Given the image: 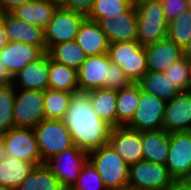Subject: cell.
Returning <instances> with one entry per match:
<instances>
[{"instance_id": "obj_1", "label": "cell", "mask_w": 191, "mask_h": 190, "mask_svg": "<svg viewBox=\"0 0 191 190\" xmlns=\"http://www.w3.org/2000/svg\"><path fill=\"white\" fill-rule=\"evenodd\" d=\"M63 121L74 144L87 152L107 144L113 128L97 116L87 92L72 95Z\"/></svg>"}, {"instance_id": "obj_2", "label": "cell", "mask_w": 191, "mask_h": 190, "mask_svg": "<svg viewBox=\"0 0 191 190\" xmlns=\"http://www.w3.org/2000/svg\"><path fill=\"white\" fill-rule=\"evenodd\" d=\"M88 161L96 168L107 190L128 185L129 166L108 143L89 151Z\"/></svg>"}, {"instance_id": "obj_3", "label": "cell", "mask_w": 191, "mask_h": 190, "mask_svg": "<svg viewBox=\"0 0 191 190\" xmlns=\"http://www.w3.org/2000/svg\"><path fill=\"white\" fill-rule=\"evenodd\" d=\"M137 41L143 46L155 43L168 35V22L160 0H144L137 3Z\"/></svg>"}, {"instance_id": "obj_4", "label": "cell", "mask_w": 191, "mask_h": 190, "mask_svg": "<svg viewBox=\"0 0 191 190\" xmlns=\"http://www.w3.org/2000/svg\"><path fill=\"white\" fill-rule=\"evenodd\" d=\"M110 61L119 65L132 83H137L147 70L145 46L139 41H122L109 44Z\"/></svg>"}, {"instance_id": "obj_5", "label": "cell", "mask_w": 191, "mask_h": 190, "mask_svg": "<svg viewBox=\"0 0 191 190\" xmlns=\"http://www.w3.org/2000/svg\"><path fill=\"white\" fill-rule=\"evenodd\" d=\"M88 161V152L75 144L44 161V165L56 176L64 190H71L79 173Z\"/></svg>"}, {"instance_id": "obj_6", "label": "cell", "mask_w": 191, "mask_h": 190, "mask_svg": "<svg viewBox=\"0 0 191 190\" xmlns=\"http://www.w3.org/2000/svg\"><path fill=\"white\" fill-rule=\"evenodd\" d=\"M33 130L43 161L74 145L71 133L63 120L44 119Z\"/></svg>"}, {"instance_id": "obj_7", "label": "cell", "mask_w": 191, "mask_h": 190, "mask_svg": "<svg viewBox=\"0 0 191 190\" xmlns=\"http://www.w3.org/2000/svg\"><path fill=\"white\" fill-rule=\"evenodd\" d=\"M44 119V91L16 89L14 127L33 129Z\"/></svg>"}, {"instance_id": "obj_8", "label": "cell", "mask_w": 191, "mask_h": 190, "mask_svg": "<svg viewBox=\"0 0 191 190\" xmlns=\"http://www.w3.org/2000/svg\"><path fill=\"white\" fill-rule=\"evenodd\" d=\"M6 155L27 161L35 166L44 164L39 153L37 139L31 128L12 127L1 133Z\"/></svg>"}, {"instance_id": "obj_9", "label": "cell", "mask_w": 191, "mask_h": 190, "mask_svg": "<svg viewBox=\"0 0 191 190\" xmlns=\"http://www.w3.org/2000/svg\"><path fill=\"white\" fill-rule=\"evenodd\" d=\"M85 19L86 16L82 13L58 6L44 29L46 52L53 45L75 40L80 25Z\"/></svg>"}, {"instance_id": "obj_10", "label": "cell", "mask_w": 191, "mask_h": 190, "mask_svg": "<svg viewBox=\"0 0 191 190\" xmlns=\"http://www.w3.org/2000/svg\"><path fill=\"white\" fill-rule=\"evenodd\" d=\"M166 102L139 87V103L131 121L125 126L134 131L163 129Z\"/></svg>"}, {"instance_id": "obj_11", "label": "cell", "mask_w": 191, "mask_h": 190, "mask_svg": "<svg viewBox=\"0 0 191 190\" xmlns=\"http://www.w3.org/2000/svg\"><path fill=\"white\" fill-rule=\"evenodd\" d=\"M173 180L166 165L141 160L129 166L128 186L139 190H163Z\"/></svg>"}, {"instance_id": "obj_12", "label": "cell", "mask_w": 191, "mask_h": 190, "mask_svg": "<svg viewBox=\"0 0 191 190\" xmlns=\"http://www.w3.org/2000/svg\"><path fill=\"white\" fill-rule=\"evenodd\" d=\"M166 167L174 179H191V131L170 133Z\"/></svg>"}, {"instance_id": "obj_13", "label": "cell", "mask_w": 191, "mask_h": 190, "mask_svg": "<svg viewBox=\"0 0 191 190\" xmlns=\"http://www.w3.org/2000/svg\"><path fill=\"white\" fill-rule=\"evenodd\" d=\"M163 129L168 133L191 131V90L180 91L166 102Z\"/></svg>"}, {"instance_id": "obj_14", "label": "cell", "mask_w": 191, "mask_h": 190, "mask_svg": "<svg viewBox=\"0 0 191 190\" xmlns=\"http://www.w3.org/2000/svg\"><path fill=\"white\" fill-rule=\"evenodd\" d=\"M110 62L108 53L87 56L77 70L79 92L104 88V83L108 80Z\"/></svg>"}, {"instance_id": "obj_15", "label": "cell", "mask_w": 191, "mask_h": 190, "mask_svg": "<svg viewBox=\"0 0 191 190\" xmlns=\"http://www.w3.org/2000/svg\"><path fill=\"white\" fill-rule=\"evenodd\" d=\"M108 144L128 166L143 160V146L139 131L114 127L109 135Z\"/></svg>"}, {"instance_id": "obj_16", "label": "cell", "mask_w": 191, "mask_h": 190, "mask_svg": "<svg viewBox=\"0 0 191 190\" xmlns=\"http://www.w3.org/2000/svg\"><path fill=\"white\" fill-rule=\"evenodd\" d=\"M97 23L110 43L137 41L138 22L134 5L114 19L108 17L100 19Z\"/></svg>"}, {"instance_id": "obj_17", "label": "cell", "mask_w": 191, "mask_h": 190, "mask_svg": "<svg viewBox=\"0 0 191 190\" xmlns=\"http://www.w3.org/2000/svg\"><path fill=\"white\" fill-rule=\"evenodd\" d=\"M16 89L39 90L49 89V54L45 52L37 60L28 63L13 76Z\"/></svg>"}, {"instance_id": "obj_18", "label": "cell", "mask_w": 191, "mask_h": 190, "mask_svg": "<svg viewBox=\"0 0 191 190\" xmlns=\"http://www.w3.org/2000/svg\"><path fill=\"white\" fill-rule=\"evenodd\" d=\"M45 52L38 46L23 42H11L0 49V60L14 76L22 70L28 63L37 60Z\"/></svg>"}, {"instance_id": "obj_19", "label": "cell", "mask_w": 191, "mask_h": 190, "mask_svg": "<svg viewBox=\"0 0 191 190\" xmlns=\"http://www.w3.org/2000/svg\"><path fill=\"white\" fill-rule=\"evenodd\" d=\"M147 70L165 72L174 62L183 57V49L168 37L145 45Z\"/></svg>"}, {"instance_id": "obj_20", "label": "cell", "mask_w": 191, "mask_h": 190, "mask_svg": "<svg viewBox=\"0 0 191 190\" xmlns=\"http://www.w3.org/2000/svg\"><path fill=\"white\" fill-rule=\"evenodd\" d=\"M4 27L8 41H19L30 45H35L46 52L44 29L28 24L16 18L11 13H5Z\"/></svg>"}, {"instance_id": "obj_21", "label": "cell", "mask_w": 191, "mask_h": 190, "mask_svg": "<svg viewBox=\"0 0 191 190\" xmlns=\"http://www.w3.org/2000/svg\"><path fill=\"white\" fill-rule=\"evenodd\" d=\"M58 6L57 2L51 0H33L10 13L28 24L45 29Z\"/></svg>"}, {"instance_id": "obj_22", "label": "cell", "mask_w": 191, "mask_h": 190, "mask_svg": "<svg viewBox=\"0 0 191 190\" xmlns=\"http://www.w3.org/2000/svg\"><path fill=\"white\" fill-rule=\"evenodd\" d=\"M75 41L87 56L107 53L110 44L99 24L87 18L80 25Z\"/></svg>"}, {"instance_id": "obj_23", "label": "cell", "mask_w": 191, "mask_h": 190, "mask_svg": "<svg viewBox=\"0 0 191 190\" xmlns=\"http://www.w3.org/2000/svg\"><path fill=\"white\" fill-rule=\"evenodd\" d=\"M141 142L143 146V160L166 165L170 133L164 129L151 130V131H140Z\"/></svg>"}, {"instance_id": "obj_24", "label": "cell", "mask_w": 191, "mask_h": 190, "mask_svg": "<svg viewBox=\"0 0 191 190\" xmlns=\"http://www.w3.org/2000/svg\"><path fill=\"white\" fill-rule=\"evenodd\" d=\"M87 93L97 116L113 128L117 127V91L97 88Z\"/></svg>"}, {"instance_id": "obj_25", "label": "cell", "mask_w": 191, "mask_h": 190, "mask_svg": "<svg viewBox=\"0 0 191 190\" xmlns=\"http://www.w3.org/2000/svg\"><path fill=\"white\" fill-rule=\"evenodd\" d=\"M137 83L141 90L165 102L170 101L180 92L164 72L147 71Z\"/></svg>"}, {"instance_id": "obj_26", "label": "cell", "mask_w": 191, "mask_h": 190, "mask_svg": "<svg viewBox=\"0 0 191 190\" xmlns=\"http://www.w3.org/2000/svg\"><path fill=\"white\" fill-rule=\"evenodd\" d=\"M35 167L27 161L6 155L0 162V185L16 190Z\"/></svg>"}, {"instance_id": "obj_27", "label": "cell", "mask_w": 191, "mask_h": 190, "mask_svg": "<svg viewBox=\"0 0 191 190\" xmlns=\"http://www.w3.org/2000/svg\"><path fill=\"white\" fill-rule=\"evenodd\" d=\"M49 89L69 93L79 92L77 70L56 63L49 56Z\"/></svg>"}, {"instance_id": "obj_28", "label": "cell", "mask_w": 191, "mask_h": 190, "mask_svg": "<svg viewBox=\"0 0 191 190\" xmlns=\"http://www.w3.org/2000/svg\"><path fill=\"white\" fill-rule=\"evenodd\" d=\"M138 103V83H131L117 91V127H125L131 121Z\"/></svg>"}, {"instance_id": "obj_29", "label": "cell", "mask_w": 191, "mask_h": 190, "mask_svg": "<svg viewBox=\"0 0 191 190\" xmlns=\"http://www.w3.org/2000/svg\"><path fill=\"white\" fill-rule=\"evenodd\" d=\"M47 53L52 61L75 70H78L83 61L87 58L86 53L75 40L53 45Z\"/></svg>"}, {"instance_id": "obj_30", "label": "cell", "mask_w": 191, "mask_h": 190, "mask_svg": "<svg viewBox=\"0 0 191 190\" xmlns=\"http://www.w3.org/2000/svg\"><path fill=\"white\" fill-rule=\"evenodd\" d=\"M16 190H64L56 176L44 165L36 166Z\"/></svg>"}, {"instance_id": "obj_31", "label": "cell", "mask_w": 191, "mask_h": 190, "mask_svg": "<svg viewBox=\"0 0 191 190\" xmlns=\"http://www.w3.org/2000/svg\"><path fill=\"white\" fill-rule=\"evenodd\" d=\"M73 94L66 91L46 89L44 91L45 119L63 120Z\"/></svg>"}, {"instance_id": "obj_32", "label": "cell", "mask_w": 191, "mask_h": 190, "mask_svg": "<svg viewBox=\"0 0 191 190\" xmlns=\"http://www.w3.org/2000/svg\"><path fill=\"white\" fill-rule=\"evenodd\" d=\"M132 5L130 0H95L86 18L94 22L108 17L114 19L119 14L127 11Z\"/></svg>"}, {"instance_id": "obj_33", "label": "cell", "mask_w": 191, "mask_h": 190, "mask_svg": "<svg viewBox=\"0 0 191 190\" xmlns=\"http://www.w3.org/2000/svg\"><path fill=\"white\" fill-rule=\"evenodd\" d=\"M167 37L182 49L191 41V10L183 11L168 23Z\"/></svg>"}, {"instance_id": "obj_34", "label": "cell", "mask_w": 191, "mask_h": 190, "mask_svg": "<svg viewBox=\"0 0 191 190\" xmlns=\"http://www.w3.org/2000/svg\"><path fill=\"white\" fill-rule=\"evenodd\" d=\"M16 88L13 83L0 85V134L14 127L13 108Z\"/></svg>"}, {"instance_id": "obj_35", "label": "cell", "mask_w": 191, "mask_h": 190, "mask_svg": "<svg viewBox=\"0 0 191 190\" xmlns=\"http://www.w3.org/2000/svg\"><path fill=\"white\" fill-rule=\"evenodd\" d=\"M71 190H107L96 168L89 162L83 166Z\"/></svg>"}, {"instance_id": "obj_36", "label": "cell", "mask_w": 191, "mask_h": 190, "mask_svg": "<svg viewBox=\"0 0 191 190\" xmlns=\"http://www.w3.org/2000/svg\"><path fill=\"white\" fill-rule=\"evenodd\" d=\"M164 73L180 91L189 90L188 60L184 56L174 62Z\"/></svg>"}, {"instance_id": "obj_37", "label": "cell", "mask_w": 191, "mask_h": 190, "mask_svg": "<svg viewBox=\"0 0 191 190\" xmlns=\"http://www.w3.org/2000/svg\"><path fill=\"white\" fill-rule=\"evenodd\" d=\"M131 83L123 69L119 65L110 62L108 80L105 81L104 88L118 91Z\"/></svg>"}, {"instance_id": "obj_38", "label": "cell", "mask_w": 191, "mask_h": 190, "mask_svg": "<svg viewBox=\"0 0 191 190\" xmlns=\"http://www.w3.org/2000/svg\"><path fill=\"white\" fill-rule=\"evenodd\" d=\"M166 21L169 23L188 9V0H160Z\"/></svg>"}, {"instance_id": "obj_39", "label": "cell", "mask_w": 191, "mask_h": 190, "mask_svg": "<svg viewBox=\"0 0 191 190\" xmlns=\"http://www.w3.org/2000/svg\"><path fill=\"white\" fill-rule=\"evenodd\" d=\"M94 1L95 0H61L59 6L87 16L94 4Z\"/></svg>"}, {"instance_id": "obj_40", "label": "cell", "mask_w": 191, "mask_h": 190, "mask_svg": "<svg viewBox=\"0 0 191 190\" xmlns=\"http://www.w3.org/2000/svg\"><path fill=\"white\" fill-rule=\"evenodd\" d=\"M31 1L33 0H0V10L4 13H10L15 8Z\"/></svg>"}, {"instance_id": "obj_41", "label": "cell", "mask_w": 191, "mask_h": 190, "mask_svg": "<svg viewBox=\"0 0 191 190\" xmlns=\"http://www.w3.org/2000/svg\"><path fill=\"white\" fill-rule=\"evenodd\" d=\"M163 190H191V179H174Z\"/></svg>"}, {"instance_id": "obj_42", "label": "cell", "mask_w": 191, "mask_h": 190, "mask_svg": "<svg viewBox=\"0 0 191 190\" xmlns=\"http://www.w3.org/2000/svg\"><path fill=\"white\" fill-rule=\"evenodd\" d=\"M13 82V76L0 60V85H8Z\"/></svg>"}, {"instance_id": "obj_43", "label": "cell", "mask_w": 191, "mask_h": 190, "mask_svg": "<svg viewBox=\"0 0 191 190\" xmlns=\"http://www.w3.org/2000/svg\"><path fill=\"white\" fill-rule=\"evenodd\" d=\"M4 15L5 13L0 10V49L8 43V38L4 27Z\"/></svg>"}, {"instance_id": "obj_44", "label": "cell", "mask_w": 191, "mask_h": 190, "mask_svg": "<svg viewBox=\"0 0 191 190\" xmlns=\"http://www.w3.org/2000/svg\"><path fill=\"white\" fill-rule=\"evenodd\" d=\"M183 56L187 60H191V41L186 45V47H184V49H183Z\"/></svg>"}, {"instance_id": "obj_45", "label": "cell", "mask_w": 191, "mask_h": 190, "mask_svg": "<svg viewBox=\"0 0 191 190\" xmlns=\"http://www.w3.org/2000/svg\"><path fill=\"white\" fill-rule=\"evenodd\" d=\"M6 152H5V147L3 143V138L0 134V162L5 159Z\"/></svg>"}, {"instance_id": "obj_46", "label": "cell", "mask_w": 191, "mask_h": 190, "mask_svg": "<svg viewBox=\"0 0 191 190\" xmlns=\"http://www.w3.org/2000/svg\"><path fill=\"white\" fill-rule=\"evenodd\" d=\"M188 81H189V90H191V60H188Z\"/></svg>"}, {"instance_id": "obj_47", "label": "cell", "mask_w": 191, "mask_h": 190, "mask_svg": "<svg viewBox=\"0 0 191 190\" xmlns=\"http://www.w3.org/2000/svg\"><path fill=\"white\" fill-rule=\"evenodd\" d=\"M115 190H139V189H137V188H133V187H130V186H125V187H123V188H119V189H115Z\"/></svg>"}, {"instance_id": "obj_48", "label": "cell", "mask_w": 191, "mask_h": 190, "mask_svg": "<svg viewBox=\"0 0 191 190\" xmlns=\"http://www.w3.org/2000/svg\"><path fill=\"white\" fill-rule=\"evenodd\" d=\"M0 190H15V189L7 187V186L0 185Z\"/></svg>"}, {"instance_id": "obj_49", "label": "cell", "mask_w": 191, "mask_h": 190, "mask_svg": "<svg viewBox=\"0 0 191 190\" xmlns=\"http://www.w3.org/2000/svg\"><path fill=\"white\" fill-rule=\"evenodd\" d=\"M133 5H136L137 3L144 1V0H130Z\"/></svg>"}, {"instance_id": "obj_50", "label": "cell", "mask_w": 191, "mask_h": 190, "mask_svg": "<svg viewBox=\"0 0 191 190\" xmlns=\"http://www.w3.org/2000/svg\"><path fill=\"white\" fill-rule=\"evenodd\" d=\"M188 9L191 10V0H188Z\"/></svg>"}, {"instance_id": "obj_51", "label": "cell", "mask_w": 191, "mask_h": 190, "mask_svg": "<svg viewBox=\"0 0 191 190\" xmlns=\"http://www.w3.org/2000/svg\"><path fill=\"white\" fill-rule=\"evenodd\" d=\"M51 1H55V2H57L59 4L61 0H51Z\"/></svg>"}]
</instances>
